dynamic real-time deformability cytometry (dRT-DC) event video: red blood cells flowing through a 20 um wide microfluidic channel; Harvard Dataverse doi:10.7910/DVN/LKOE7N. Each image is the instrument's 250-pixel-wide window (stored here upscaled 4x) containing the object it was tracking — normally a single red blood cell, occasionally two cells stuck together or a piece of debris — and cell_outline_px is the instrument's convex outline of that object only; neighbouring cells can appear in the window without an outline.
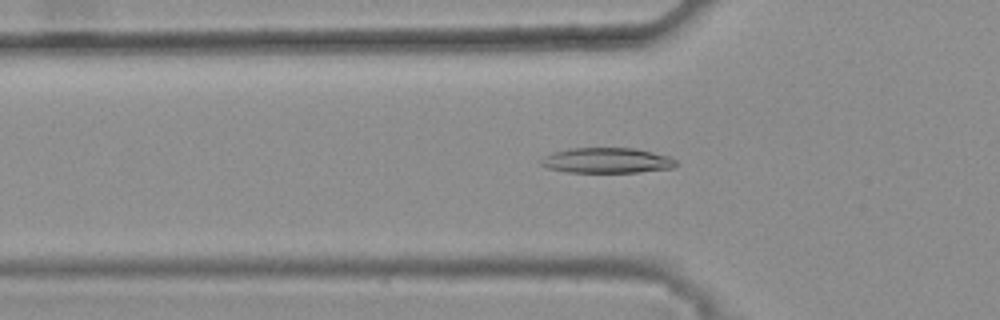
{"species": "common noctule bat (a hibernating species)", "species_latin": "Nyctalus noctula", "temperature_condition": "warm", "stored_images_in_passage": 45, "camera_frame_rate_fps": 3000, "um_per_image_px": 0.085, "animal": {"sex": "female", "body_mass_g": 25.1}, "frame": {"image": 1, "passage_image": 17, "time_ms": 5.333, "image_size_px": [1000, 320], "cell_outline_px": [[676, 164], [672, 168], [636, 172], [564, 172], [548, 168], [540, 164], [540, 160], [544, 156], [552, 152], [568, 148], [636, 148], [668, 156], [676, 160]], "centroid_in_image_um": [51.53, 13.63], "position_along_channel_um": 74.3, "area_um2": 19.94}}
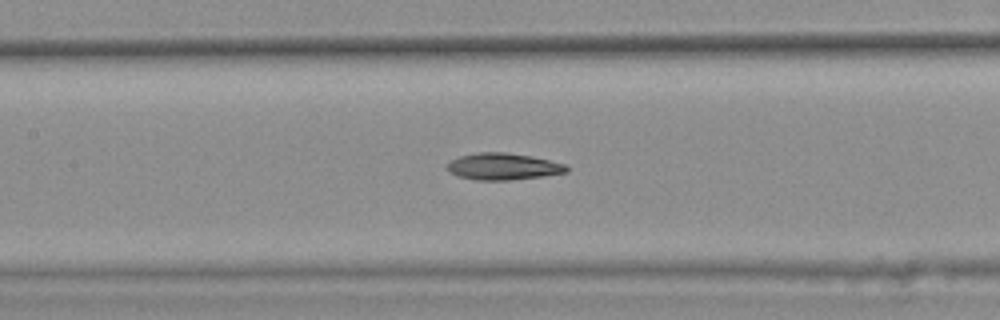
{"frame": {"image": 2, "passage_image": 24, "time_ms": 7.667, "image_size_px": [1000, 320], "cell_outline_px": [[568, 172], [544, 176], [512, 180], [476, 180], [460, 176], [448, 172], [444, 168], [452, 160], [460, 156], [476, 152], [504, 152], [532, 156], [564, 164], [568, 168]], "centroid_in_image_um": [42.74, 14.15], "position_along_channel_um": 164.7, "area_um2": 18.61}}
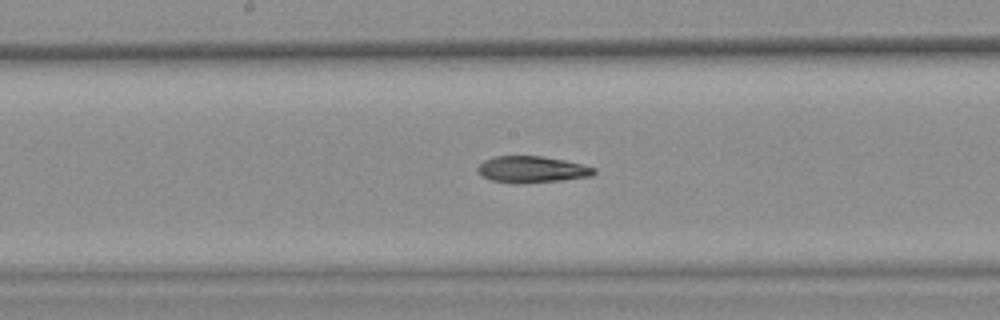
{"frame": {"image": 3, "passage_image": 27, "time_ms": 8.667, "image_size_px": [1000, 320], "cell_outline_px": [[596, 172], [592, 176], [560, 180], [524, 184], [516, 184], [492, 180], [476, 172], [476, 168], [484, 160], [492, 156], [544, 156], [564, 160], [596, 168]], "centroid_in_image_um": [45.19, 14.4], "position_along_channel_um": 203.0, "area_um2": 18.09}}